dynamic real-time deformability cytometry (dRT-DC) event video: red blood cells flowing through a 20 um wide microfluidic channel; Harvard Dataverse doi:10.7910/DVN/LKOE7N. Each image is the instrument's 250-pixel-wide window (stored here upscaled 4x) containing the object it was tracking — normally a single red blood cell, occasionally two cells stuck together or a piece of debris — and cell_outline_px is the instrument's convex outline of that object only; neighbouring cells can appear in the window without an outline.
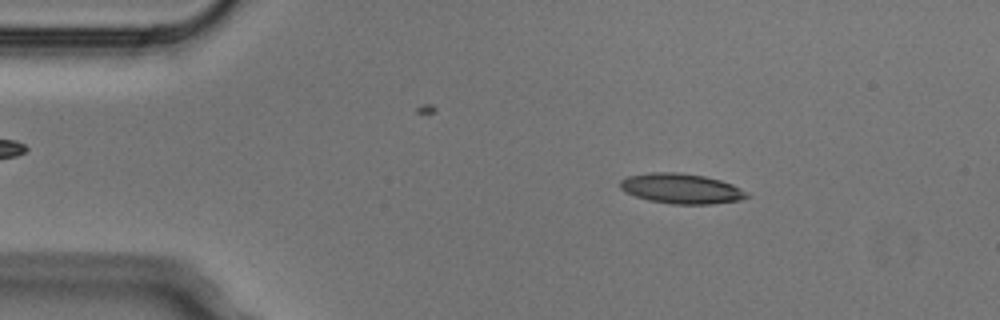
{"species": "Egyptian fruit bat (a non-hibernating species)", "species_latin": "Rousettus aegyptiacus", "temperature_condition": "cold", "stored_images_in_passage": 5, "camera_frame_rate_fps": 3000, "um_per_image_px": 0.085, "animal": {"sex": "male"}, "frame": {"image": 1, "passage_image": 2, "time_ms": 0.333, "image_size_px": [1000, 320], "cell_outline_px": [[752, 196], [740, 200], [712, 204], [672, 204], [648, 200], [636, 196], [620, 188], [620, 180], [628, 176], [652, 172], [680, 172], [704, 176], [720, 180], [732, 184], [748, 192]], "centroid_in_image_um": [57.95, 16.03], "position_along_channel_um": 27.1, "area_um2": 22.25}}
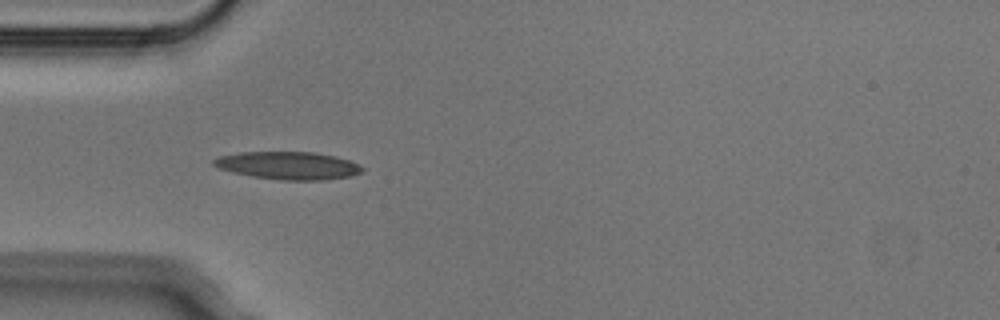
{"frame": {"image": 2, "passage_image": 4, "time_ms": 1.0, "image_size_px": [1000, 320], "cell_outline_px": [[364, 172], [352, 176], [324, 180], [280, 180], [252, 176], [232, 172], [220, 168], [212, 164], [212, 160], [220, 156], [240, 152], [312, 152], [336, 156], [360, 164], [364, 168]], "centroid_in_image_um": [24.54, 14.07], "position_along_channel_um": 60.5, "area_um2": 24.1}}
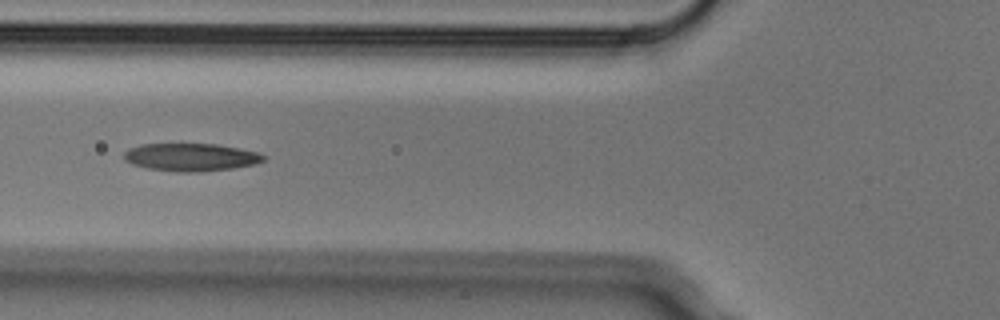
{"frame": {"image": 3, "passage_image": 5, "time_ms": 1.333, "image_size_px": [1000, 320], "cell_outline_px": [[268, 156], [264, 160], [252, 164], [232, 168], [196, 172], [180, 172], [148, 168], [132, 164], [124, 160], [124, 152], [140, 144], [216, 144], [240, 148], [260, 152]], "centroid_in_image_um": [16.25, 13.35], "position_along_channel_um": 109.6, "area_um2": 22.48}}